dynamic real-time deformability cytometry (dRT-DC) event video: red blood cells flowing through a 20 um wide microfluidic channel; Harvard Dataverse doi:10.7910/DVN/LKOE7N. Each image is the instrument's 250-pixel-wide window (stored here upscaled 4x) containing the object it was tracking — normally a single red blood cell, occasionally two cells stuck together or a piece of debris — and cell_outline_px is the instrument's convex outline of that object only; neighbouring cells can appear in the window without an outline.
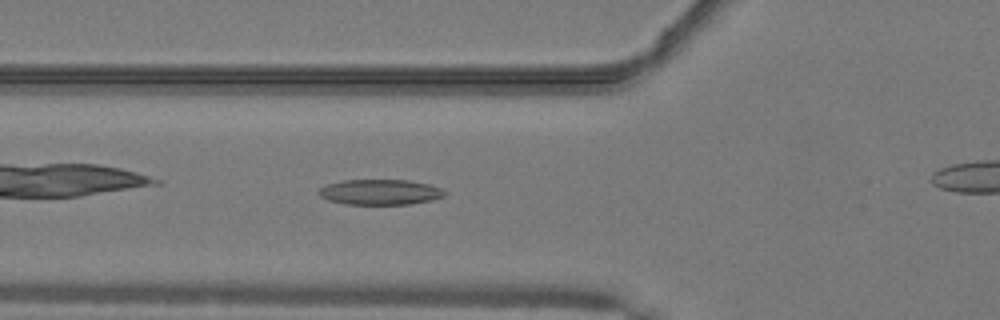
{"species": "common noctule bat (a hibernating species)", "species_latin": "Nyctalus noctula", "temperature_condition": "warm", "stored_images_in_passage": 19, "camera_frame_rate_fps": 3000, "um_per_image_px": 0.085, "animal": {"sex": "male", "body_mass_g": 19.2, "forearm_length_mm": 51.8}, "frame": {"image": 1, "passage_image": 4, "time_ms": 1.0, "image_size_px": [1000, 320], "cell_outline_px": [[448, 192], [444, 196], [432, 200], [408, 204], [344, 204], [328, 200], [320, 196], [316, 192], [320, 188], [328, 184], [340, 180], [408, 180], [428, 184], [444, 188]], "centroid_in_image_um": [32.32, 16.32], "position_along_channel_um": 93.5, "area_um2": 18.79}}
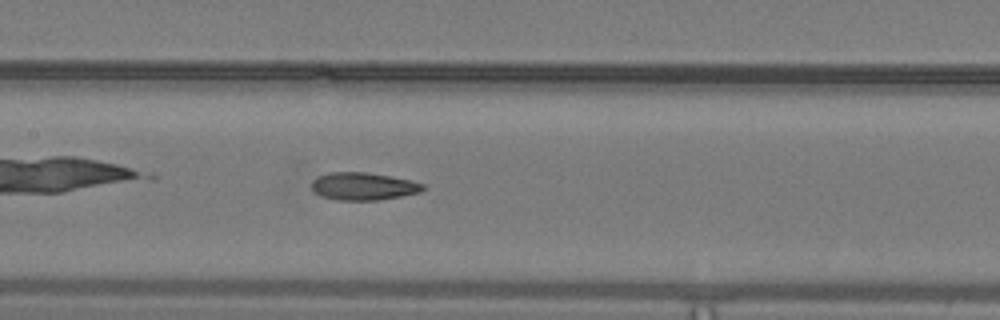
{"frame": {"image": 2, "passage_image": 10, "time_ms": 3.0, "image_size_px": [1000, 320], "cell_outline_px": [[424, 188], [420, 192], [380, 200], [340, 200], [320, 196], [312, 188], [312, 180], [320, 176], [332, 172], [368, 172], [392, 176], [424, 184]], "centroid_in_image_um": [30.88, 15.83], "position_along_channel_um": 176.5, "area_um2": 17.74}}
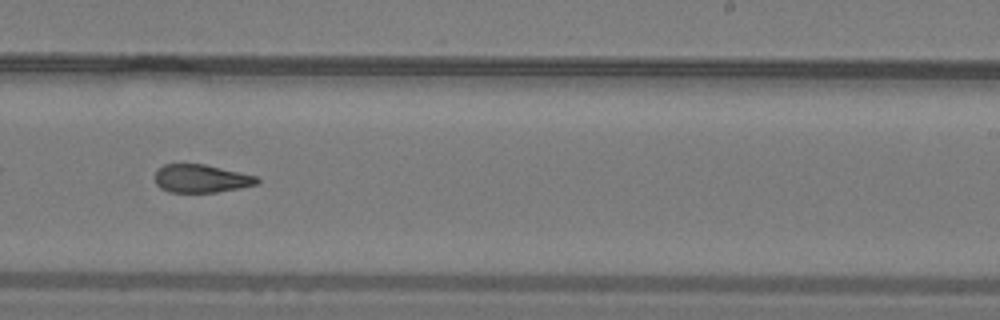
{"frame": {"image": 3, "passage_image": 17, "time_ms": 5.333, "image_size_px": [1000, 320], "cell_outline_px": [[260, 180], [256, 184], [240, 188], [216, 192], [168, 192], [160, 188], [156, 184], [156, 172], [164, 164], [204, 164], [240, 172], [256, 176]], "centroid_in_image_um": [17.1, 15.18], "position_along_channel_um": 271.9, "area_um2": 16.59}}